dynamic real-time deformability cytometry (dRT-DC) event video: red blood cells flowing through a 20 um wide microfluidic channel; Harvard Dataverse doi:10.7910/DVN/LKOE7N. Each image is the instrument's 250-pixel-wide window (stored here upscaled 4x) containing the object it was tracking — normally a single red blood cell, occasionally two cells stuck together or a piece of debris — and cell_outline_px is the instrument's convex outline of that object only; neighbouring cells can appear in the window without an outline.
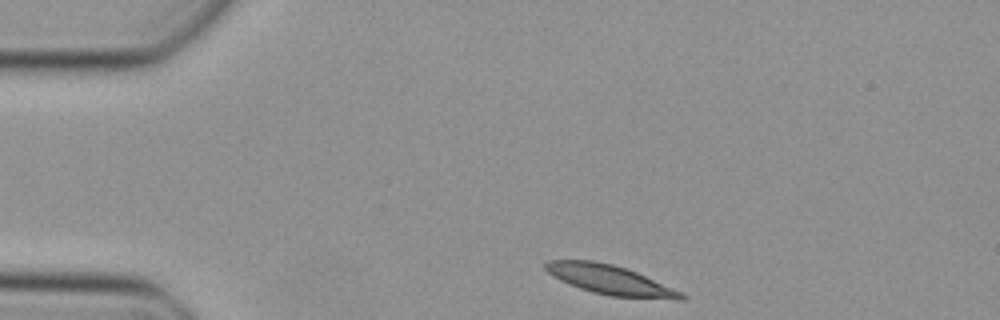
{"species": "Egyptian fruit bat (a non-hibernating species)", "species_latin": "Rousettus aegyptiacus", "temperature_condition": "cold", "stored_images_in_passage": 40, "camera_frame_rate_fps": 3000, "um_per_image_px": 0.085, "animal": {"sex": "female"}, "frame": {"image": 1, "passage_image": 1, "time_ms": 0.0, "image_size_px": [1000, 320], "cell_outline_px": [[688, 296], [684, 300], [676, 300], [608, 296], [592, 292], [568, 284], [552, 276], [544, 268], [544, 264], [548, 260], [592, 260], [612, 264], [628, 268], [684, 292]], "centroid_in_image_um": [51.92, 23.8], "position_along_channel_um": 33.1, "area_um2": 23.76}}
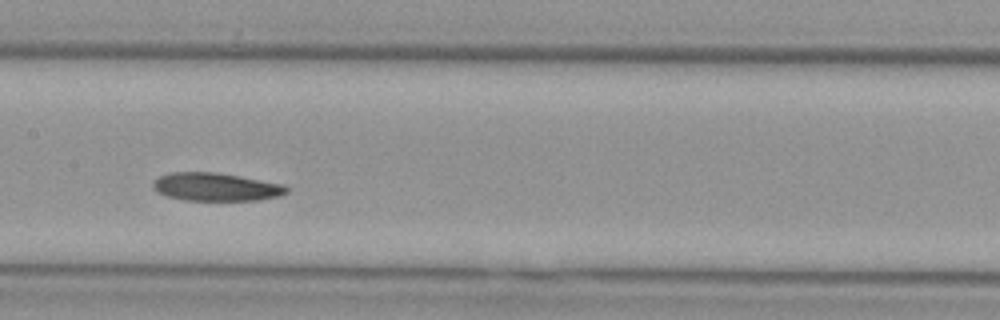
{"frame": {"image": 2, "passage_image": 16, "time_ms": 5.0, "image_size_px": [1000, 320], "cell_outline_px": [[288, 192], [280, 196], [260, 200], [184, 200], [164, 196], [156, 192], [152, 188], [152, 180], [160, 176], [172, 172], [216, 172], [240, 176], [284, 184], [288, 188]], "centroid_in_image_um": [18.32, 15.89], "position_along_channel_um": 189.1, "area_um2": 22.14}}
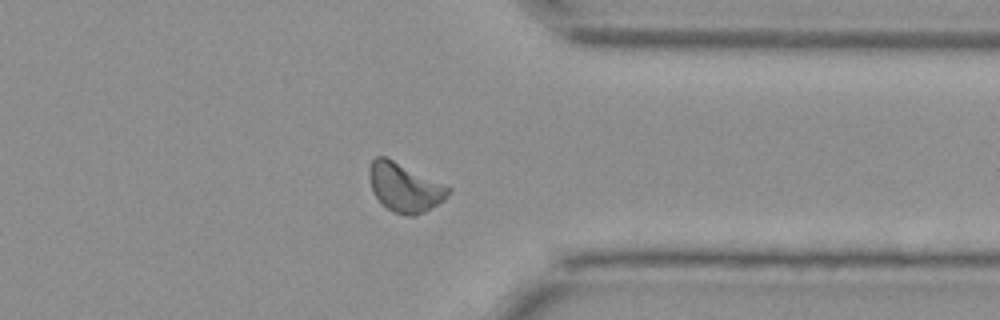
{"frame": {"image": 3, "passage_image": 30, "time_ms": 9.667, "image_size_px": [1000, 320], "cell_outline_px": [[452, 192], [444, 200], [424, 212], [416, 216], [408, 216], [392, 212], [372, 192], [368, 180], [368, 168], [372, 160], [376, 156], [384, 156], [452, 188]], "centroid_in_image_um": [34.38, 15.94], "position_along_channel_um": 377.0, "area_um2": 22.43}}